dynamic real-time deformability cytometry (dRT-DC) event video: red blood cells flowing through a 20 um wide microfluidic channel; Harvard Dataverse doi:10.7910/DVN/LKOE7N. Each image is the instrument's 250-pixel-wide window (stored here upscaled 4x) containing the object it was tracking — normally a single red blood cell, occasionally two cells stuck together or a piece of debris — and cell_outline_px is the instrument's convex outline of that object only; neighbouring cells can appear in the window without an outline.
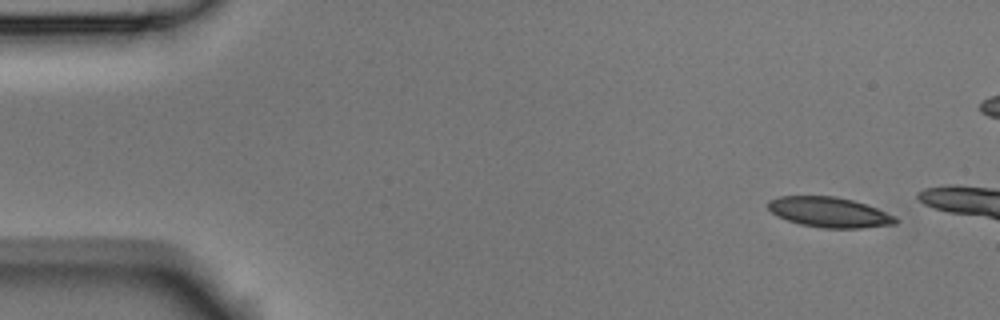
{"species": "Egyptian fruit bat (a non-hibernating species)", "species_latin": "Rousettus aegyptiacus", "temperature_condition": "room temperature", "stored_images_in_passage": 4, "camera_frame_rate_fps": 3000, "um_per_image_px": 0.085, "animal": {"sex": "male"}, "frame": {"image": 1, "passage_image": 1, "time_ms": 0.0, "image_size_px": [1000, 320], "cell_outline_px": [[900, 220], [896, 224], [864, 228], [824, 228], [800, 224], [788, 220], [772, 212], [768, 208], [768, 200], [780, 196], [836, 196], [852, 200], [876, 208], [896, 216]], "centroid_in_image_um": [70.53, 18.04], "position_along_channel_um": 14.5, "area_um2": 22.37}}